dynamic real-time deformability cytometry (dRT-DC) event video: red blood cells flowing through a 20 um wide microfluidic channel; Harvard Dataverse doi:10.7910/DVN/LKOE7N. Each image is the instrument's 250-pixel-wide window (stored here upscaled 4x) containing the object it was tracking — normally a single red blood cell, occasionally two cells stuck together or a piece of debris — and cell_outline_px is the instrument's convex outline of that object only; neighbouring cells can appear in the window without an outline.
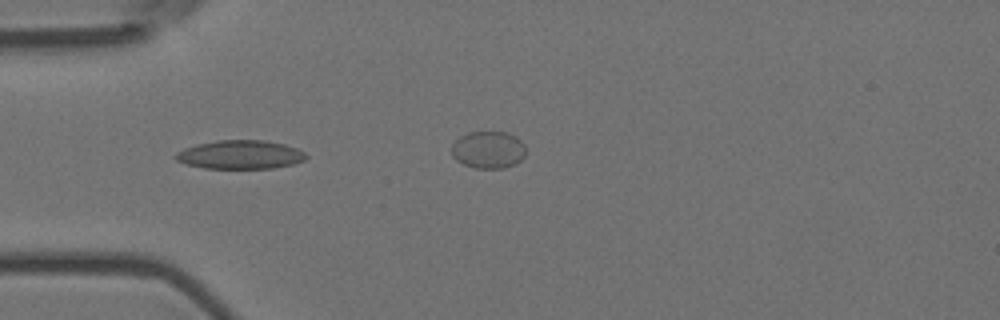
{"species": "Egyptian fruit bat (a non-hibernating species)", "species_latin": "Rousettus aegyptiacus", "temperature_condition": "room temperature", "stored_images_in_passage": 12, "camera_frame_rate_fps": 3000, "um_per_image_px": 0.085, "animal": {"sex": "female"}, "frame": {"image": 1, "passage_image": 4, "time_ms": 1.0, "image_size_px": [1000, 320], "cell_outline_px": [[308, 156], [304, 160], [292, 164], [272, 168], [204, 168], [188, 164], [176, 160], [172, 156], [176, 152], [184, 148], [196, 144], [216, 140], [264, 140], [284, 144], [296, 148], [304, 152]], "centroid_in_image_um": [20.39, 13.13], "position_along_channel_um": 64.6, "area_um2": 21.79}}